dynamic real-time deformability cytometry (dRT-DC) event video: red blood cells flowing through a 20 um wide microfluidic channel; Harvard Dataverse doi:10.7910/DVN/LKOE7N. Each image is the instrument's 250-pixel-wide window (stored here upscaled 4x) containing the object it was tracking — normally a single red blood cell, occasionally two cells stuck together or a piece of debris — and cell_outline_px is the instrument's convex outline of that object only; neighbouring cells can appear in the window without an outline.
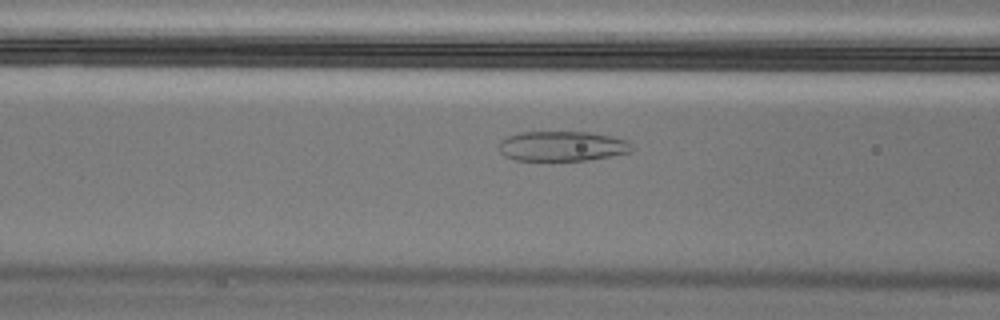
{"species": "Egyptian fruit bat (a non-hibernating species)", "species_latin": "Rousettus aegyptiacus", "temperature_condition": "cold", "stored_images_in_passage": 42, "camera_frame_rate_fps": 3000, "um_per_image_px": 0.085, "animal": {"sex": "male"}, "frame": {"image": 1, "passage_image": 13, "time_ms": 4.0, "image_size_px": [1000, 320], "cell_outline_px": [[632, 152], [588, 160], [516, 160], [504, 156], [500, 152], [500, 140], [508, 136], [520, 132], [588, 132], [628, 140], [632, 148]], "centroid_in_image_um": [47.77, 12.42], "position_along_channel_um": 118.8, "area_um2": 23.06}}
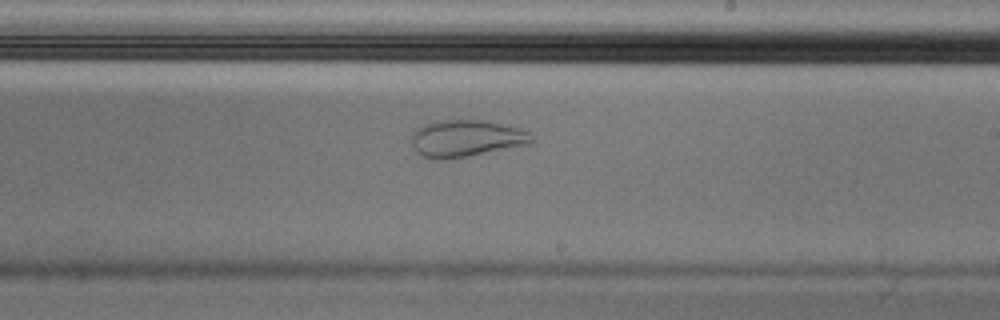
{"frame": {"image": 2, "passage_image": 24, "time_ms": 7.667, "image_size_px": [1000, 320], "cell_outline_px": [[532, 144], [444, 160], [440, 160], [424, 156], [416, 152], [412, 144], [412, 136], [416, 128], [424, 124], [436, 120], [484, 120], [520, 128], [528, 132], [532, 136]], "centroid_in_image_um": [39.62, 11.76], "position_along_channel_um": 249.4, "area_um2": 25.78}}